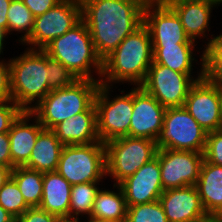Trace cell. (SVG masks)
<instances>
[{"label":"cell","instance_id":"27","mask_svg":"<svg viewBox=\"0 0 222 222\" xmlns=\"http://www.w3.org/2000/svg\"><path fill=\"white\" fill-rule=\"evenodd\" d=\"M97 185L99 182H87L71 187L69 219H80V215L90 217L95 196L100 190Z\"/></svg>","mask_w":222,"mask_h":222},{"label":"cell","instance_id":"47","mask_svg":"<svg viewBox=\"0 0 222 222\" xmlns=\"http://www.w3.org/2000/svg\"><path fill=\"white\" fill-rule=\"evenodd\" d=\"M220 114H221V125H220V130H222V101H221Z\"/></svg>","mask_w":222,"mask_h":222},{"label":"cell","instance_id":"30","mask_svg":"<svg viewBox=\"0 0 222 222\" xmlns=\"http://www.w3.org/2000/svg\"><path fill=\"white\" fill-rule=\"evenodd\" d=\"M0 205L16 219L29 208L12 178L0 189Z\"/></svg>","mask_w":222,"mask_h":222},{"label":"cell","instance_id":"38","mask_svg":"<svg viewBox=\"0 0 222 222\" xmlns=\"http://www.w3.org/2000/svg\"><path fill=\"white\" fill-rule=\"evenodd\" d=\"M0 166L12 167L8 133H0Z\"/></svg>","mask_w":222,"mask_h":222},{"label":"cell","instance_id":"25","mask_svg":"<svg viewBox=\"0 0 222 222\" xmlns=\"http://www.w3.org/2000/svg\"><path fill=\"white\" fill-rule=\"evenodd\" d=\"M113 186L117 187L116 191L102 188L97 192L89 218L126 221L127 205L124 193L118 184Z\"/></svg>","mask_w":222,"mask_h":222},{"label":"cell","instance_id":"3","mask_svg":"<svg viewBox=\"0 0 222 222\" xmlns=\"http://www.w3.org/2000/svg\"><path fill=\"white\" fill-rule=\"evenodd\" d=\"M43 51L50 58L62 63L77 79L100 81L103 61L96 53L90 32L83 20L52 40ZM93 72L98 78L93 76Z\"/></svg>","mask_w":222,"mask_h":222},{"label":"cell","instance_id":"41","mask_svg":"<svg viewBox=\"0 0 222 222\" xmlns=\"http://www.w3.org/2000/svg\"><path fill=\"white\" fill-rule=\"evenodd\" d=\"M12 167L0 166V189L11 178Z\"/></svg>","mask_w":222,"mask_h":222},{"label":"cell","instance_id":"24","mask_svg":"<svg viewBox=\"0 0 222 222\" xmlns=\"http://www.w3.org/2000/svg\"><path fill=\"white\" fill-rule=\"evenodd\" d=\"M153 62L179 73H193L196 44L152 45Z\"/></svg>","mask_w":222,"mask_h":222},{"label":"cell","instance_id":"17","mask_svg":"<svg viewBox=\"0 0 222 222\" xmlns=\"http://www.w3.org/2000/svg\"><path fill=\"white\" fill-rule=\"evenodd\" d=\"M159 202L168 222H189L206 213L195 185L164 190Z\"/></svg>","mask_w":222,"mask_h":222},{"label":"cell","instance_id":"2","mask_svg":"<svg viewBox=\"0 0 222 222\" xmlns=\"http://www.w3.org/2000/svg\"><path fill=\"white\" fill-rule=\"evenodd\" d=\"M152 62L153 46L150 33L142 24L103 60L100 83L113 86L129 82L131 85L134 83V86H140Z\"/></svg>","mask_w":222,"mask_h":222},{"label":"cell","instance_id":"5","mask_svg":"<svg viewBox=\"0 0 222 222\" xmlns=\"http://www.w3.org/2000/svg\"><path fill=\"white\" fill-rule=\"evenodd\" d=\"M100 81L78 79L72 85L51 90L30 112L44 129L77 113L85 112L93 103Z\"/></svg>","mask_w":222,"mask_h":222},{"label":"cell","instance_id":"46","mask_svg":"<svg viewBox=\"0 0 222 222\" xmlns=\"http://www.w3.org/2000/svg\"><path fill=\"white\" fill-rule=\"evenodd\" d=\"M59 222H81L80 219H67L62 218Z\"/></svg>","mask_w":222,"mask_h":222},{"label":"cell","instance_id":"39","mask_svg":"<svg viewBox=\"0 0 222 222\" xmlns=\"http://www.w3.org/2000/svg\"><path fill=\"white\" fill-rule=\"evenodd\" d=\"M12 0H0V27L8 33L7 11Z\"/></svg>","mask_w":222,"mask_h":222},{"label":"cell","instance_id":"37","mask_svg":"<svg viewBox=\"0 0 222 222\" xmlns=\"http://www.w3.org/2000/svg\"><path fill=\"white\" fill-rule=\"evenodd\" d=\"M34 17L40 16L62 0H22Z\"/></svg>","mask_w":222,"mask_h":222},{"label":"cell","instance_id":"34","mask_svg":"<svg viewBox=\"0 0 222 222\" xmlns=\"http://www.w3.org/2000/svg\"><path fill=\"white\" fill-rule=\"evenodd\" d=\"M23 110L13 100L0 101V133H8Z\"/></svg>","mask_w":222,"mask_h":222},{"label":"cell","instance_id":"19","mask_svg":"<svg viewBox=\"0 0 222 222\" xmlns=\"http://www.w3.org/2000/svg\"><path fill=\"white\" fill-rule=\"evenodd\" d=\"M32 117L34 121H32ZM43 129L38 119L30 111H23L14 121L8 132L12 168L24 166L29 161L38 134Z\"/></svg>","mask_w":222,"mask_h":222},{"label":"cell","instance_id":"9","mask_svg":"<svg viewBox=\"0 0 222 222\" xmlns=\"http://www.w3.org/2000/svg\"><path fill=\"white\" fill-rule=\"evenodd\" d=\"M112 86L101 84L95 95L97 111V133L104 144L110 140L129 136L133 111V89L127 94L110 99Z\"/></svg>","mask_w":222,"mask_h":222},{"label":"cell","instance_id":"11","mask_svg":"<svg viewBox=\"0 0 222 222\" xmlns=\"http://www.w3.org/2000/svg\"><path fill=\"white\" fill-rule=\"evenodd\" d=\"M82 20L81 0H62L47 12L34 18L30 38L24 43L29 49L43 50ZM33 46V47H32Z\"/></svg>","mask_w":222,"mask_h":222},{"label":"cell","instance_id":"4","mask_svg":"<svg viewBox=\"0 0 222 222\" xmlns=\"http://www.w3.org/2000/svg\"><path fill=\"white\" fill-rule=\"evenodd\" d=\"M9 66L11 100L23 111H30L51 91L46 53L27 48L23 54L10 58Z\"/></svg>","mask_w":222,"mask_h":222},{"label":"cell","instance_id":"36","mask_svg":"<svg viewBox=\"0 0 222 222\" xmlns=\"http://www.w3.org/2000/svg\"><path fill=\"white\" fill-rule=\"evenodd\" d=\"M0 60V101L11 99L9 60Z\"/></svg>","mask_w":222,"mask_h":222},{"label":"cell","instance_id":"18","mask_svg":"<svg viewBox=\"0 0 222 222\" xmlns=\"http://www.w3.org/2000/svg\"><path fill=\"white\" fill-rule=\"evenodd\" d=\"M63 145L99 142L97 111L93 103L85 112L77 113L51 129Z\"/></svg>","mask_w":222,"mask_h":222},{"label":"cell","instance_id":"26","mask_svg":"<svg viewBox=\"0 0 222 222\" xmlns=\"http://www.w3.org/2000/svg\"><path fill=\"white\" fill-rule=\"evenodd\" d=\"M11 178L18 185L26 204L29 207H39L42 200L43 172L16 166Z\"/></svg>","mask_w":222,"mask_h":222},{"label":"cell","instance_id":"6","mask_svg":"<svg viewBox=\"0 0 222 222\" xmlns=\"http://www.w3.org/2000/svg\"><path fill=\"white\" fill-rule=\"evenodd\" d=\"M56 171L72 186L100 182L107 177L105 144L64 145Z\"/></svg>","mask_w":222,"mask_h":222},{"label":"cell","instance_id":"23","mask_svg":"<svg viewBox=\"0 0 222 222\" xmlns=\"http://www.w3.org/2000/svg\"><path fill=\"white\" fill-rule=\"evenodd\" d=\"M64 145L51 129H43L24 167L40 172L56 171Z\"/></svg>","mask_w":222,"mask_h":222},{"label":"cell","instance_id":"7","mask_svg":"<svg viewBox=\"0 0 222 222\" xmlns=\"http://www.w3.org/2000/svg\"><path fill=\"white\" fill-rule=\"evenodd\" d=\"M106 175L117 185L156 157V141L139 137H120L105 143Z\"/></svg>","mask_w":222,"mask_h":222},{"label":"cell","instance_id":"31","mask_svg":"<svg viewBox=\"0 0 222 222\" xmlns=\"http://www.w3.org/2000/svg\"><path fill=\"white\" fill-rule=\"evenodd\" d=\"M126 222H168L159 200L127 207Z\"/></svg>","mask_w":222,"mask_h":222},{"label":"cell","instance_id":"16","mask_svg":"<svg viewBox=\"0 0 222 222\" xmlns=\"http://www.w3.org/2000/svg\"><path fill=\"white\" fill-rule=\"evenodd\" d=\"M118 185L124 193L127 207L159 200L164 189L158 158L155 157L144 164Z\"/></svg>","mask_w":222,"mask_h":222},{"label":"cell","instance_id":"44","mask_svg":"<svg viewBox=\"0 0 222 222\" xmlns=\"http://www.w3.org/2000/svg\"><path fill=\"white\" fill-rule=\"evenodd\" d=\"M7 35H8L7 31L0 27V55L3 54L4 42Z\"/></svg>","mask_w":222,"mask_h":222},{"label":"cell","instance_id":"33","mask_svg":"<svg viewBox=\"0 0 222 222\" xmlns=\"http://www.w3.org/2000/svg\"><path fill=\"white\" fill-rule=\"evenodd\" d=\"M204 160L222 166V130L207 133Z\"/></svg>","mask_w":222,"mask_h":222},{"label":"cell","instance_id":"10","mask_svg":"<svg viewBox=\"0 0 222 222\" xmlns=\"http://www.w3.org/2000/svg\"><path fill=\"white\" fill-rule=\"evenodd\" d=\"M206 140L207 132L184 106L166 108L163 127L156 140L158 149L203 153Z\"/></svg>","mask_w":222,"mask_h":222},{"label":"cell","instance_id":"45","mask_svg":"<svg viewBox=\"0 0 222 222\" xmlns=\"http://www.w3.org/2000/svg\"><path fill=\"white\" fill-rule=\"evenodd\" d=\"M86 219L88 220L87 222H126V221H118V220H100V219H93V218H86Z\"/></svg>","mask_w":222,"mask_h":222},{"label":"cell","instance_id":"29","mask_svg":"<svg viewBox=\"0 0 222 222\" xmlns=\"http://www.w3.org/2000/svg\"><path fill=\"white\" fill-rule=\"evenodd\" d=\"M204 76L210 82L222 85V33L212 34L210 44L204 49Z\"/></svg>","mask_w":222,"mask_h":222},{"label":"cell","instance_id":"15","mask_svg":"<svg viewBox=\"0 0 222 222\" xmlns=\"http://www.w3.org/2000/svg\"><path fill=\"white\" fill-rule=\"evenodd\" d=\"M166 108L141 86L133 88V111L129 136L156 141L161 129Z\"/></svg>","mask_w":222,"mask_h":222},{"label":"cell","instance_id":"43","mask_svg":"<svg viewBox=\"0 0 222 222\" xmlns=\"http://www.w3.org/2000/svg\"><path fill=\"white\" fill-rule=\"evenodd\" d=\"M162 2H174V1H193V2H204V3H210L213 5H221L222 0H161Z\"/></svg>","mask_w":222,"mask_h":222},{"label":"cell","instance_id":"12","mask_svg":"<svg viewBox=\"0 0 222 222\" xmlns=\"http://www.w3.org/2000/svg\"><path fill=\"white\" fill-rule=\"evenodd\" d=\"M156 157L160 164L164 190L196 185L204 161L203 153L158 149Z\"/></svg>","mask_w":222,"mask_h":222},{"label":"cell","instance_id":"21","mask_svg":"<svg viewBox=\"0 0 222 222\" xmlns=\"http://www.w3.org/2000/svg\"><path fill=\"white\" fill-rule=\"evenodd\" d=\"M72 185L57 171L43 173L40 208L60 218L69 219Z\"/></svg>","mask_w":222,"mask_h":222},{"label":"cell","instance_id":"14","mask_svg":"<svg viewBox=\"0 0 222 222\" xmlns=\"http://www.w3.org/2000/svg\"><path fill=\"white\" fill-rule=\"evenodd\" d=\"M143 24L150 33L152 45L195 44L186 35L177 14L161 0L146 2Z\"/></svg>","mask_w":222,"mask_h":222},{"label":"cell","instance_id":"20","mask_svg":"<svg viewBox=\"0 0 222 222\" xmlns=\"http://www.w3.org/2000/svg\"><path fill=\"white\" fill-rule=\"evenodd\" d=\"M168 5L179 17L186 35L193 41L203 37L207 38L208 42L204 49L210 44L206 32L210 31L211 12L219 5H213L204 2L193 1H174L163 2ZM216 6V7H215ZM208 29V30H207Z\"/></svg>","mask_w":222,"mask_h":222},{"label":"cell","instance_id":"13","mask_svg":"<svg viewBox=\"0 0 222 222\" xmlns=\"http://www.w3.org/2000/svg\"><path fill=\"white\" fill-rule=\"evenodd\" d=\"M222 85L210 82L205 76L189 89L184 108L207 132L220 130Z\"/></svg>","mask_w":222,"mask_h":222},{"label":"cell","instance_id":"8","mask_svg":"<svg viewBox=\"0 0 222 222\" xmlns=\"http://www.w3.org/2000/svg\"><path fill=\"white\" fill-rule=\"evenodd\" d=\"M200 64L198 76L193 78L192 73H179L152 62L147 76L140 86L157 99L163 107H181L184 105L191 86L204 77V49Z\"/></svg>","mask_w":222,"mask_h":222},{"label":"cell","instance_id":"22","mask_svg":"<svg viewBox=\"0 0 222 222\" xmlns=\"http://www.w3.org/2000/svg\"><path fill=\"white\" fill-rule=\"evenodd\" d=\"M195 186L205 212L222 215V166L204 160Z\"/></svg>","mask_w":222,"mask_h":222},{"label":"cell","instance_id":"28","mask_svg":"<svg viewBox=\"0 0 222 222\" xmlns=\"http://www.w3.org/2000/svg\"><path fill=\"white\" fill-rule=\"evenodd\" d=\"M34 18L32 12L22 0H12L7 11L8 34L11 35L10 33L14 31L23 33L19 41L24 45L30 38Z\"/></svg>","mask_w":222,"mask_h":222},{"label":"cell","instance_id":"40","mask_svg":"<svg viewBox=\"0 0 222 222\" xmlns=\"http://www.w3.org/2000/svg\"><path fill=\"white\" fill-rule=\"evenodd\" d=\"M189 222H222V215L215 213H205L204 215Z\"/></svg>","mask_w":222,"mask_h":222},{"label":"cell","instance_id":"32","mask_svg":"<svg viewBox=\"0 0 222 222\" xmlns=\"http://www.w3.org/2000/svg\"><path fill=\"white\" fill-rule=\"evenodd\" d=\"M46 68L48 69V84L51 90L72 85L77 77L62 63L50 58L46 54Z\"/></svg>","mask_w":222,"mask_h":222},{"label":"cell","instance_id":"35","mask_svg":"<svg viewBox=\"0 0 222 222\" xmlns=\"http://www.w3.org/2000/svg\"><path fill=\"white\" fill-rule=\"evenodd\" d=\"M62 218L48 213L40 207H29L16 222H59Z\"/></svg>","mask_w":222,"mask_h":222},{"label":"cell","instance_id":"1","mask_svg":"<svg viewBox=\"0 0 222 222\" xmlns=\"http://www.w3.org/2000/svg\"><path fill=\"white\" fill-rule=\"evenodd\" d=\"M149 0H81L82 20L102 61L143 24Z\"/></svg>","mask_w":222,"mask_h":222},{"label":"cell","instance_id":"42","mask_svg":"<svg viewBox=\"0 0 222 222\" xmlns=\"http://www.w3.org/2000/svg\"><path fill=\"white\" fill-rule=\"evenodd\" d=\"M0 222H16V218L0 205Z\"/></svg>","mask_w":222,"mask_h":222}]
</instances>
